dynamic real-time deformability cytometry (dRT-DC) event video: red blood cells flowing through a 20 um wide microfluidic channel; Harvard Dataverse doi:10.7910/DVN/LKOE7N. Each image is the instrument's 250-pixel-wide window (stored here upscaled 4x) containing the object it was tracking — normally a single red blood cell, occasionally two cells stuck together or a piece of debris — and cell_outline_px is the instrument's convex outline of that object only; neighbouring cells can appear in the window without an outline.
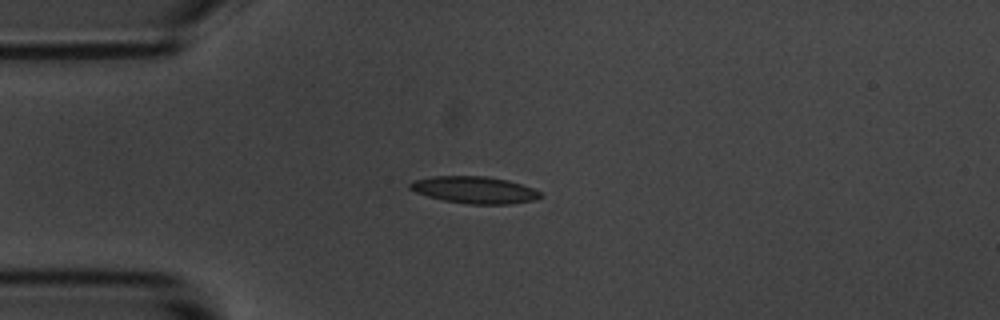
{"species": "common noctule bat (a hibernating species)", "species_latin": "Nyctalus noctula", "temperature_condition": "room temperature", "stored_images_in_passage": 14, "camera_frame_rate_fps": 3000, "um_per_image_px": 0.085, "animal": {"sex": "male", "body_mass_g": 20.1, "forearm_length_mm": 53.5}, "frame": {"image": 1, "passage_image": 3, "time_ms": 3.333, "image_size_px": [1000, 320], "cell_outline_px": [[544, 196], [536, 200], [512, 204], [468, 204], [444, 200], [428, 196], [416, 192], [408, 188], [408, 184], [412, 180], [432, 176], [488, 176], [508, 180], [532, 188], [540, 192]], "centroid_in_image_um": [40.33, 16.14], "position_along_channel_um": 44.7, "area_um2": 20.63}}
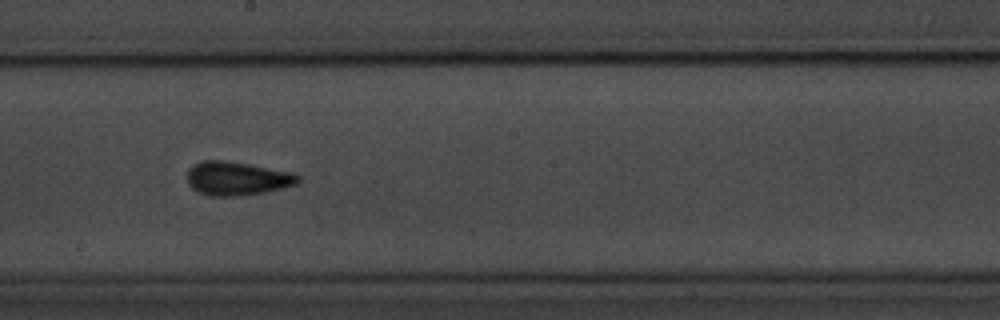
{"frame": {"image": 2, "passage_image": 8, "time_ms": 9.0, "image_size_px": [1000, 320], "cell_outline_px": [[300, 180], [296, 184], [284, 188], [264, 192], [236, 196], [212, 196], [200, 192], [192, 188], [188, 184], [188, 168], [192, 164], [204, 160], [228, 160], [292, 172], [300, 176]], "centroid_in_image_um": [20.15, 15.15], "position_along_channel_um": 228.1, "area_um2": 21.85}}
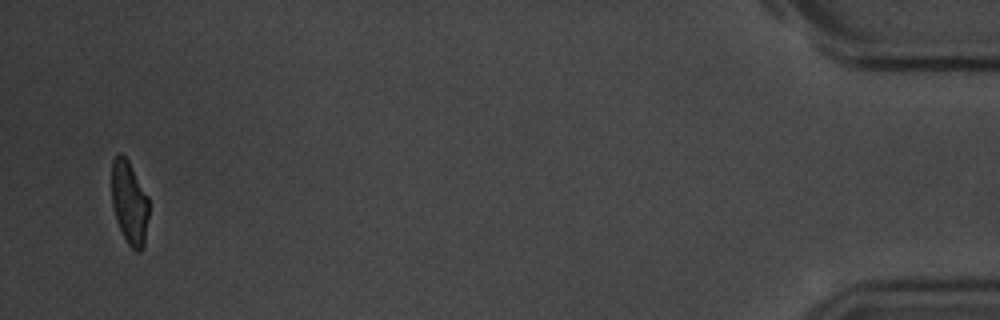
{"frame": {"image": 3, "passage_image": 14, "time_ms": 17.0, "image_size_px": [1000, 320], "cell_outline_px": [[148, 216], [144, 248], [140, 252], [136, 252], [128, 244], [116, 220], [112, 204], [112, 160], [120, 152], [128, 160], [148, 196]], "centroid_in_image_um": [11.0, 17.24], "position_along_channel_um": 424.2, "area_um2": 18.03}, "authors_computed_cell_mechanics": {"area_um2": 19.8543, "velocity_mm_per_s": 3.5268, "shape_relaxation_time_tau1_ms": 2.5551, "shape_relaxation_time_tau2_ms": 2.2598, "deformation_change_tau1": 0.098, "deformation_change_tau2": 0.0798}}